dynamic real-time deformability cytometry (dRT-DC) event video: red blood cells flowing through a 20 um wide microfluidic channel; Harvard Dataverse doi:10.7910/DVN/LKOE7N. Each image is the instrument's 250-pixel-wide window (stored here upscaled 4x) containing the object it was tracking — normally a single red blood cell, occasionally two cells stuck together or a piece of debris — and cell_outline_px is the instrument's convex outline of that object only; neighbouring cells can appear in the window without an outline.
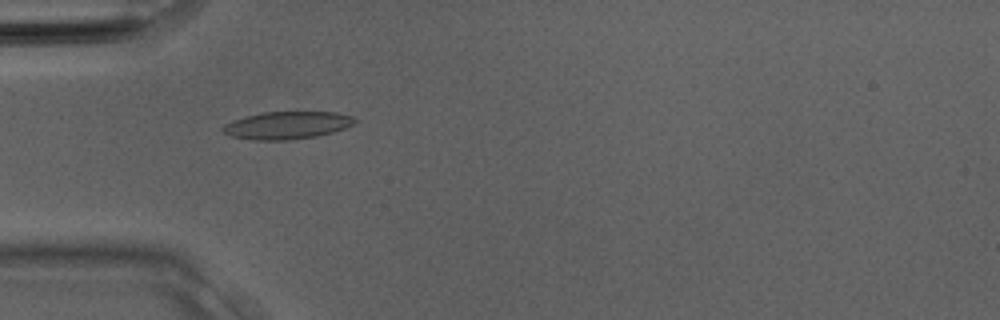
{"species": "Egyptian fruit bat (a non-hibernating species)", "species_latin": "Rousettus aegyptiacus", "temperature_condition": "room temperature", "stored_images_in_passage": 3, "camera_frame_rate_fps": 3000, "um_per_image_px": 0.085, "animal": {"sex": "male"}, "frame": {"image": 1, "passage_image": 3, "time_ms": 0.667, "image_size_px": [1000, 320], "cell_outline_px": [[356, 120], [352, 124], [344, 128], [332, 132], [316, 136], [288, 140], [256, 140], [232, 136], [224, 132], [220, 128], [224, 124], [232, 120], [244, 116], [264, 112], [336, 112], [352, 116]], "centroid_in_image_um": [24.36, 10.64], "position_along_channel_um": 60.6, "area_um2": 21.04}}